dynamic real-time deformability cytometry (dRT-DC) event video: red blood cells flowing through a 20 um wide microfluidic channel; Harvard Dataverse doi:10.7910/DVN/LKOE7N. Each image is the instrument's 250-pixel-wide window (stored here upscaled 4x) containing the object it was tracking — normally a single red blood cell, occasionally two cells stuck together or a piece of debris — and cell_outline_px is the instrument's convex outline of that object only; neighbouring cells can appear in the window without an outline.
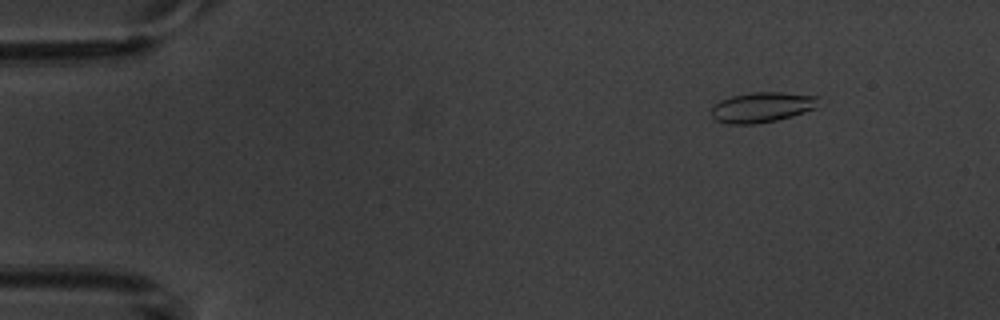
{"species": "common noctule bat (a hibernating species)", "species_latin": "Nyctalus noctula", "temperature_condition": "warm", "stored_images_in_passage": 4, "camera_frame_rate_fps": 3000, "um_per_image_px": 0.085, "animal": {"sex": "male", "body_mass_g": 20.1, "forearm_length_mm": 53.5}, "frame": {"image": 1, "passage_image": 2, "time_ms": 1.333, "image_size_px": [1000, 320], "cell_outline_px": [[816, 108], [792, 116], [776, 120], [756, 124], [728, 124], [716, 120], [712, 116], [712, 104], [720, 100], [732, 96], [752, 92], [780, 92], [816, 96]], "centroid_in_image_um": [64.71, 9.12], "position_along_channel_um": 20.3, "area_um2": 18.73}}